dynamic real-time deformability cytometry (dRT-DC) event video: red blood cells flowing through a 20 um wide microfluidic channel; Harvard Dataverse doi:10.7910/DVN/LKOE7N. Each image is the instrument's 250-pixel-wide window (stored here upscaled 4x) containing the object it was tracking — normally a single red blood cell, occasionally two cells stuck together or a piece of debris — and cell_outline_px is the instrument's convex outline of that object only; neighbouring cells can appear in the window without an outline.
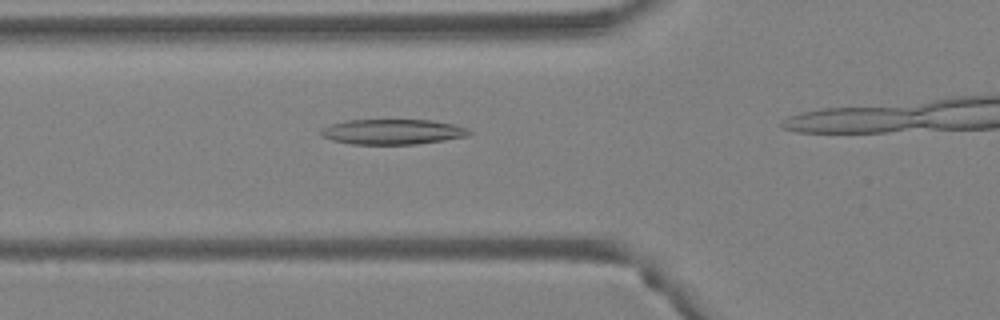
{"species": "Egyptian fruit bat (a non-hibernating species)", "species_latin": "Rousettus aegyptiacus", "temperature_condition": "warm", "stored_images_in_passage": 16, "camera_frame_rate_fps": 3000, "um_per_image_px": 0.085, "animal": {"sex": "female"}, "frame": {"image": 1, "passage_image": 12, "time_ms": 3.667, "image_size_px": [1000, 320], "cell_outline_px": [[472, 132], [464, 136], [444, 140], [416, 144], [352, 144], [332, 140], [320, 136], [320, 128], [332, 124], [348, 120], [432, 120], [452, 124], [468, 128]], "centroid_in_image_um": [33.32, 11.2], "position_along_channel_um": 92.5, "area_um2": 21.68}}